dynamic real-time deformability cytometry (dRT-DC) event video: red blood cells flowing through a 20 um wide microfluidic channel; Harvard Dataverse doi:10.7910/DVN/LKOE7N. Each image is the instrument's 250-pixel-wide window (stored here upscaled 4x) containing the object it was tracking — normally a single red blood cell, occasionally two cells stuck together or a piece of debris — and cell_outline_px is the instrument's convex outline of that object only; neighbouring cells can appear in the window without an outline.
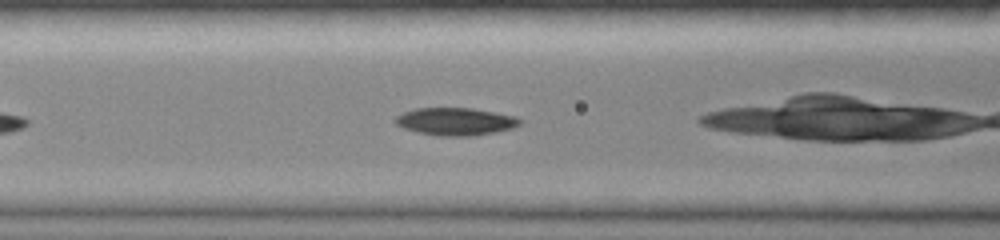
{"species": "common noctule bat (a hibernating species)", "species_latin": "Nyctalus noctula", "temperature_condition": "room temperature", "stored_images_in_passage": 32, "camera_frame_rate_fps": 3000, "um_per_image_px": 0.085, "animal": {"sex": "female", "body_mass_g": 19.0, "forearm_length_mm": 51.5}, "frame": {"image": 1, "passage_image": 10, "time_ms": 3.0, "image_size_px": [1000, 240], "cell_outline_px": [[520, 124], [512, 128], [496, 132], [472, 136], [440, 136], [420, 132], [404, 128], [396, 124], [392, 120], [396, 116], [404, 112], [416, 108], [472, 108], [516, 116], [520, 120]], "centroid_in_image_um": [38.71, 10.32], "position_along_channel_um": 127.9, "area_um2": 19.94}}
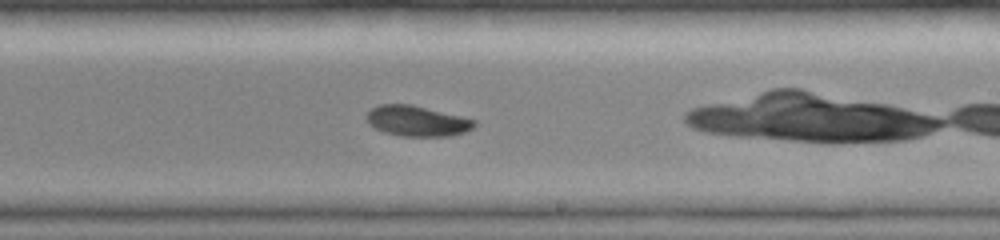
{"frame": {"image": 2, "passage_image": 19, "time_ms": 6.0, "image_size_px": [1000, 240], "cell_outline_px": [[476, 124], [472, 128], [464, 132], [452, 136], [400, 136], [384, 132], [372, 128], [368, 124], [364, 116], [372, 108], [380, 104], [412, 104], [476, 120]], "centroid_in_image_um": [35.4, 10.29], "position_along_channel_um": 253.6, "area_um2": 19.31}, "authors_computed_cell_mechanics": {"area_um2": 19.7676, "velocity_mm_per_s": 4.2094, "shape_relaxation_time_tau1_ms": 3.2136, "shape_relaxation_time_tau2_ms": null, "deformation_change_tau1": 0.1463, "deformation_change_tau2": null}}